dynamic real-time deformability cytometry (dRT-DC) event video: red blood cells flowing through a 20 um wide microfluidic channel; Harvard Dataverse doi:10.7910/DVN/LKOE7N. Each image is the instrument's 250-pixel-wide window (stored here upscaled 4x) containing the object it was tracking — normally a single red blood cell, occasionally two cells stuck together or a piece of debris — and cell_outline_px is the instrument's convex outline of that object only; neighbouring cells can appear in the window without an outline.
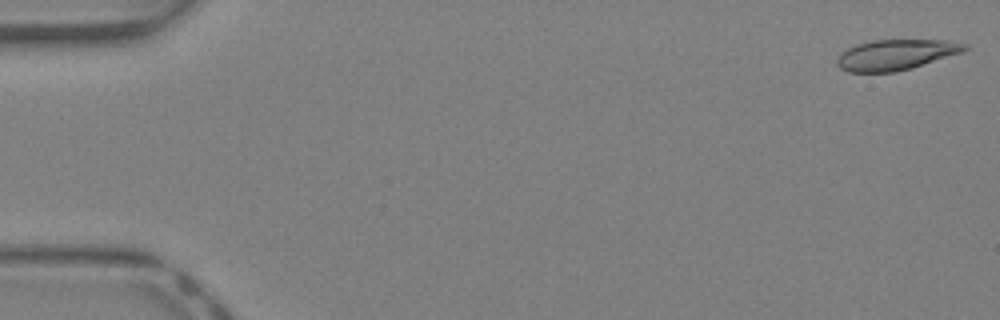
{"species": "Egyptian fruit bat (a non-hibernating species)", "species_latin": "Rousettus aegyptiacus", "temperature_condition": "warm", "stored_images_in_passage": 41, "camera_frame_rate_fps": 3000, "um_per_image_px": 0.085, "animal": {"sex": "female"}, "frame": {"image": 1, "passage_image": 1, "time_ms": 0.0, "image_size_px": [1000, 320], "cell_outline_px": [[968, 48], [964, 52], [912, 68], [892, 72], [848, 72], [840, 68], [836, 64], [836, 60], [840, 52], [856, 44], [872, 40], [952, 40], [968, 44]], "centroid_in_image_um": [76.17, 4.64], "position_along_channel_um": 8.8, "area_um2": 22.95}}
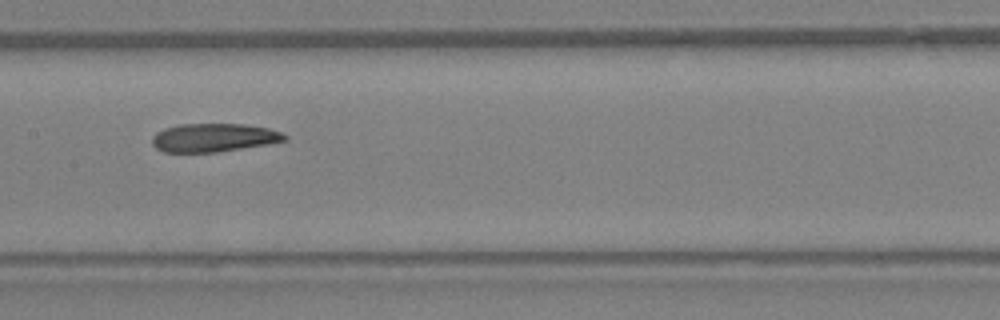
{"frame": {"image": 2, "passage_image": 21, "time_ms": 6.667, "image_size_px": [1000, 320], "cell_outline_px": [[288, 140], [268, 144], [216, 152], [164, 152], [156, 148], [152, 144], [152, 136], [156, 132], [164, 128], [180, 124], [244, 124], [268, 128], [280, 132], [288, 136]], "centroid_in_image_um": [18.16, 11.7], "position_along_channel_um": 189.2, "area_um2": 21.96}}
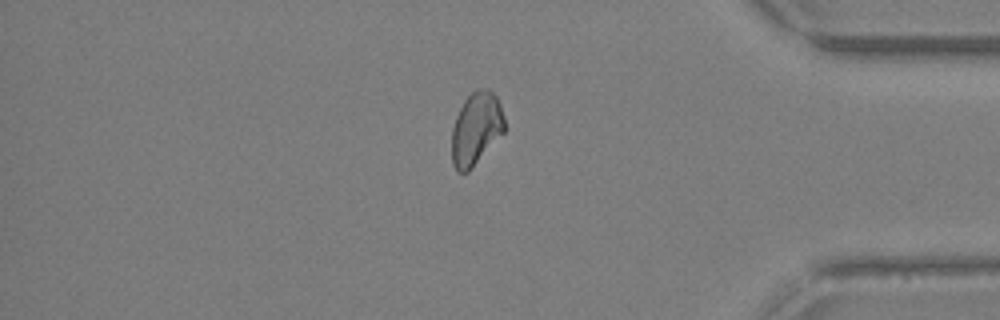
{"frame": {"image": 3, "passage_image": 35, "time_ms": 11.333, "image_size_px": [1000, 320], "cell_outline_px": [[504, 132], [472, 168], [468, 172], [456, 172], [452, 164], [452, 128], [456, 116], [464, 100], [476, 88], [488, 88], [496, 96], [500, 104], [504, 116]], "centroid_in_image_um": [40.46, 10.93], "position_along_channel_um": 394.7, "area_um2": 22.43}, "authors_computed_cell_mechanics": {"area_um2": 23.0044, "velocity_mm_per_s": 4.9818, "shape_relaxation_time_tau1_ms": null, "shape_relaxation_time_tau2_ms": 4.3925, "deformation_change_tau1": null, "deformation_change_tau2": 0.1114}}